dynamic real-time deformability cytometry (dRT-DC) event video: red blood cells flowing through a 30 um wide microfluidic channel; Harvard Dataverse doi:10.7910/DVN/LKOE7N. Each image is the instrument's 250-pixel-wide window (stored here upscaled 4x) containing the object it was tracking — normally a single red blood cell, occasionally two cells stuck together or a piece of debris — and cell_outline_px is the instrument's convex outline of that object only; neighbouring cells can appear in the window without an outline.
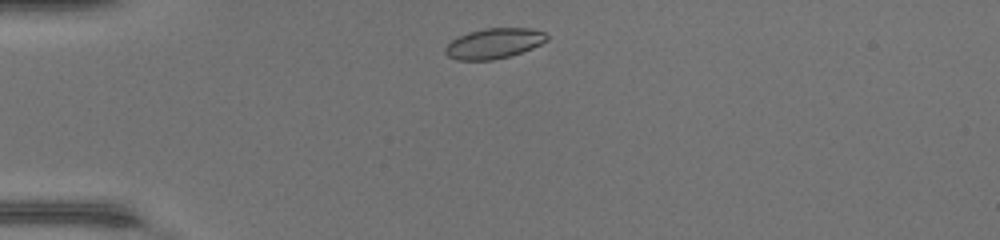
{"species": "common noctule bat (a hibernating species)", "species_latin": "Nyctalus noctula", "temperature_condition": "warm", "stored_images_in_passage": 37, "camera_frame_rate_fps": 3000, "um_per_image_px": 0.085, "animal": {"sex": "female", "body_mass_g": 17.0, "forearm_length_mm": 48.0}, "frame": {"image": 1, "passage_image": 2, "time_ms": 0.333, "image_size_px": [1000, 240], "cell_outline_px": [[548, 40], [532, 48], [508, 56], [492, 60], [456, 60], [448, 56], [444, 52], [444, 48], [456, 36], [468, 32], [484, 28], [528, 28], [544, 32], [548, 36]], "centroid_in_image_um": [41.95, 3.68], "position_along_channel_um": 43.1, "area_um2": 17.92}}
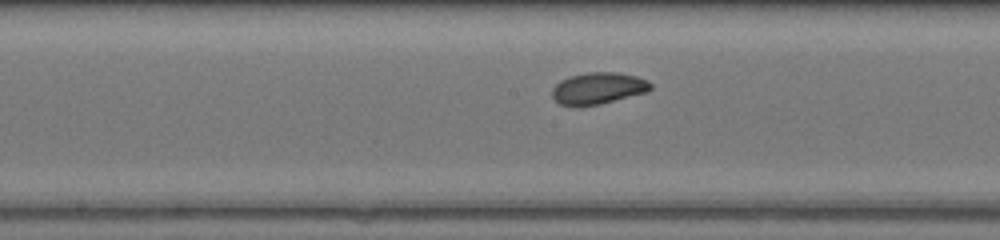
{"frame": {"image": 2, "passage_image": 15, "time_ms": 4.667, "image_size_px": [1000, 240], "cell_outline_px": [[652, 88], [648, 92], [600, 104], [576, 108], [572, 108], [560, 104], [552, 96], [552, 88], [560, 80], [572, 76], [588, 72], [616, 72], [636, 76], [648, 80], [652, 84]], "centroid_in_image_um": [50.84, 7.53], "position_along_channel_um": 197.4, "area_um2": 18.5}}
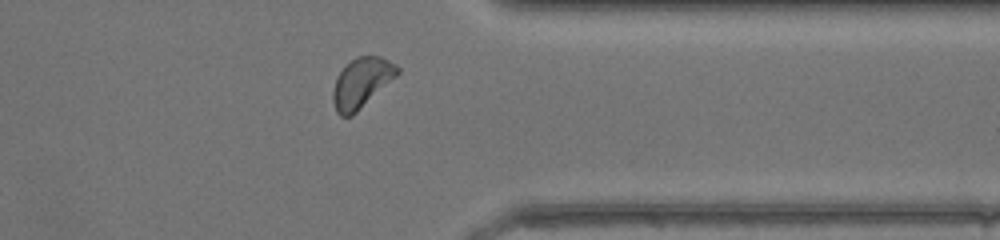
{"frame": {"image": 3, "passage_image": 28, "time_ms": 9.0, "image_size_px": [1000, 240], "cell_outline_px": [[400, 72], [396, 76], [352, 116], [340, 116], [336, 112], [332, 100], [332, 92], [336, 76], [344, 64], [356, 56], [380, 56], [396, 64], [400, 68]], "centroid_in_image_um": [30.69, 7.02], "position_along_channel_um": 380.7, "area_um2": 18.84}, "authors_computed_cell_mechanics": {"area_um2": 18.1492, "velocity_mm_per_s": 4.3521, "shape_relaxation_time_tau1_ms": 5.8888, "shape_relaxation_time_tau2_ms": null, "deformation_change_tau1": 0.1703, "deformation_change_tau2": null}}